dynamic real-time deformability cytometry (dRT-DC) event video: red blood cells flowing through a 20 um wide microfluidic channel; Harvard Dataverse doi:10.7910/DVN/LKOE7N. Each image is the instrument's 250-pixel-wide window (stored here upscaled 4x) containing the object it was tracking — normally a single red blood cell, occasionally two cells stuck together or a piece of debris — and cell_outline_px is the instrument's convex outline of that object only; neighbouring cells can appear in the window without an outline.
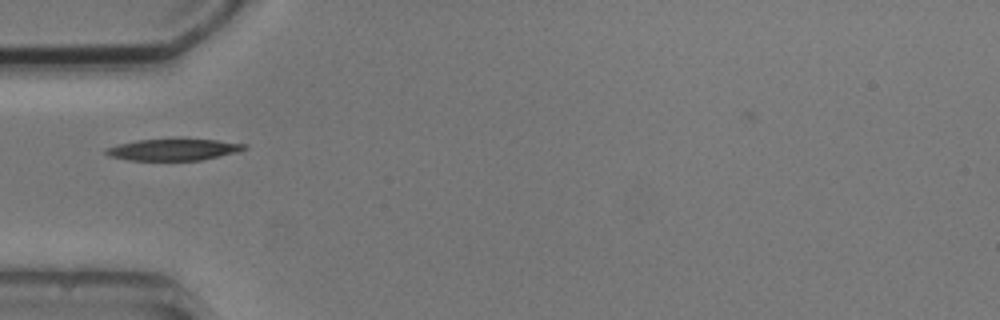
{"species": "common noctule bat (a hibernating species)", "species_latin": "Nyctalus noctula", "temperature_condition": "cold", "stored_images_in_passage": 4, "camera_frame_rate_fps": 3000, "um_per_image_px": 0.085, "animal": {"sex": "male", "body_mass_g": 20.5, "forearm_length_mm": 52.5}, "frame": {"image": 1, "passage_image": 1, "time_ms": 0.0, "image_size_px": [1000, 320], "cell_outline_px": [[248, 148], [236, 152], [200, 160], [128, 160], [108, 156], [104, 152], [104, 148], [136, 140], [216, 140], [248, 144]], "centroid_in_image_um": [14.71, 12.73], "position_along_channel_um": 70.3, "area_um2": 17.05}}